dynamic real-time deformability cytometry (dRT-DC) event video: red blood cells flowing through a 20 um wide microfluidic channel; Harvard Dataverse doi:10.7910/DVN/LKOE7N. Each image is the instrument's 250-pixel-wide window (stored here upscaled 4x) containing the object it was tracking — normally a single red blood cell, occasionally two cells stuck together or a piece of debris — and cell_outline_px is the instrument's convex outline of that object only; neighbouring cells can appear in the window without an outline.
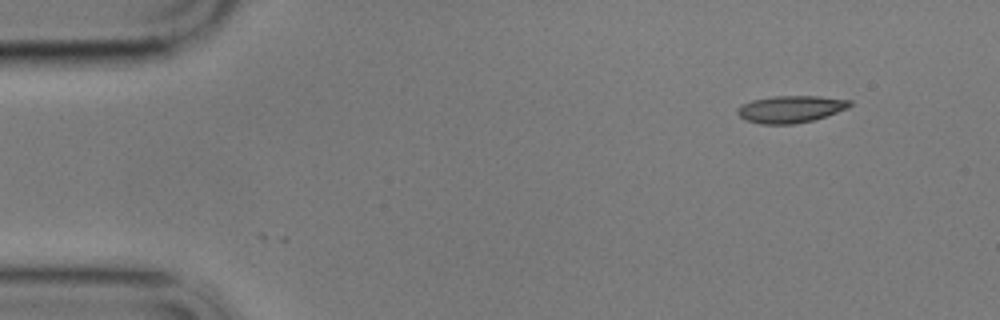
{"species": "common noctule bat (a hibernating species)", "species_latin": "Nyctalus noctula", "temperature_condition": "cold", "stored_images_in_passage": 53, "camera_frame_rate_fps": 3000, "um_per_image_px": 0.085, "animal": {"sex": "male", "body_mass_g": 17.9}, "frame": {"image": 1, "passage_image": 1, "time_ms": 0.0, "image_size_px": [1000, 320], "cell_outline_px": [[852, 104], [848, 108], [812, 120], [796, 124], [760, 124], [748, 120], [740, 116], [736, 112], [736, 108], [740, 104], [752, 100], [772, 96], [820, 96], [852, 100]], "centroid_in_image_um": [67.18, 9.26], "position_along_channel_um": 17.8, "area_um2": 17.74}}
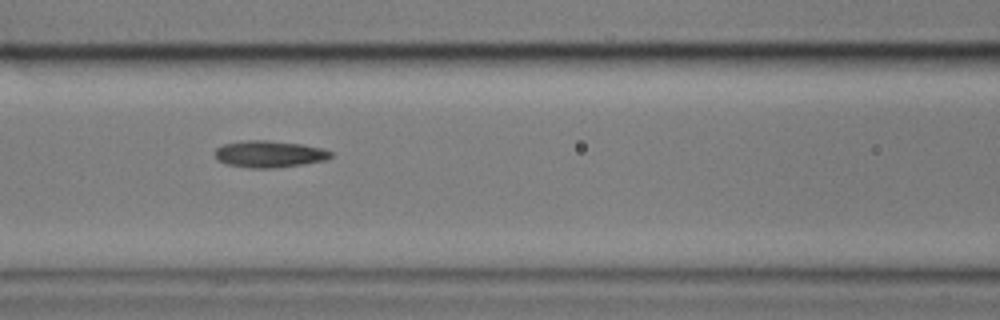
{"frame": {"image": 2, "passage_image": 20, "time_ms": 6.333, "image_size_px": [1000, 320], "cell_outline_px": [[332, 156], [328, 160], [304, 164], [276, 168], [248, 168], [224, 164], [216, 160], [216, 148], [224, 144], [244, 140], [268, 140], [300, 144], [324, 148], [332, 152]], "centroid_in_image_um": [22.9, 13.1], "position_along_channel_um": 143.7, "area_um2": 18.32}}
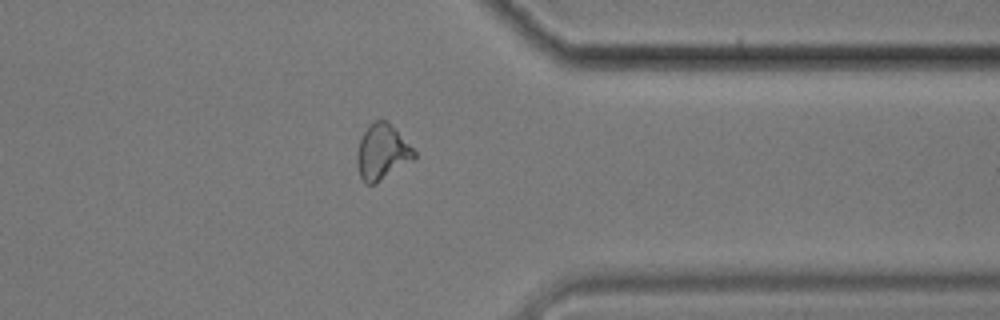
{"frame": {"image": 3, "passage_image": 41, "time_ms": 13.333, "image_size_px": [1000, 320], "cell_outline_px": [[416, 156], [412, 160], [376, 184], [364, 184], [360, 176], [356, 164], [356, 156], [360, 136], [368, 124], [372, 120], [388, 120], [416, 152]], "centroid_in_image_um": [32.44, 12.91], "position_along_channel_um": 379.0, "area_um2": 18.73}, "authors_computed_cell_mechanics": {"area_um2": 18.0336, "velocity_mm_per_s": 3.4634, "shape_relaxation_time_tau1_ms": 4.8367, "shape_relaxation_time_tau2_ms": 3.672, "deformation_change_tau1": 0.1402, "deformation_change_tau2": 0.1186}}